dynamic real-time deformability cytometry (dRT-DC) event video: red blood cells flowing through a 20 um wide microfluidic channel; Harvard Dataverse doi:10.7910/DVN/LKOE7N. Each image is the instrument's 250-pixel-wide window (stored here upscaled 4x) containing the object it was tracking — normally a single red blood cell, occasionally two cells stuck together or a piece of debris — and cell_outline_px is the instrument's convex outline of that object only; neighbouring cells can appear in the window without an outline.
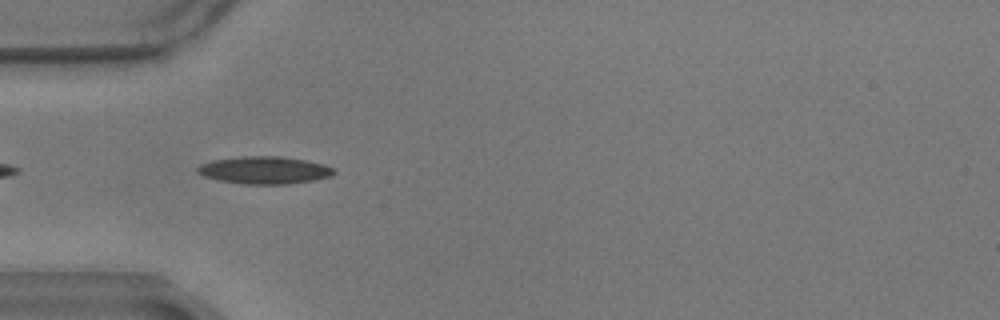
{"species": "common noctule bat (a hibernating species)", "species_latin": "Nyctalus noctula", "temperature_condition": "warm", "stored_images_in_passage": 4, "camera_frame_rate_fps": 3000, "um_per_image_px": 0.085, "animal": {"sex": "male", "body_mass_g": 17.9}, "frame": {"image": 1, "passage_image": 4, "time_ms": 1.0, "image_size_px": [1000, 320], "cell_outline_px": [[336, 172], [332, 176], [312, 180], [288, 184], [244, 184], [220, 180], [204, 176], [196, 172], [196, 168], [200, 164], [212, 160], [240, 156], [284, 156], [324, 164], [336, 168]], "centroid_in_image_um": [22.49, 14.45], "position_along_channel_um": 62.5, "area_um2": 21.96}}